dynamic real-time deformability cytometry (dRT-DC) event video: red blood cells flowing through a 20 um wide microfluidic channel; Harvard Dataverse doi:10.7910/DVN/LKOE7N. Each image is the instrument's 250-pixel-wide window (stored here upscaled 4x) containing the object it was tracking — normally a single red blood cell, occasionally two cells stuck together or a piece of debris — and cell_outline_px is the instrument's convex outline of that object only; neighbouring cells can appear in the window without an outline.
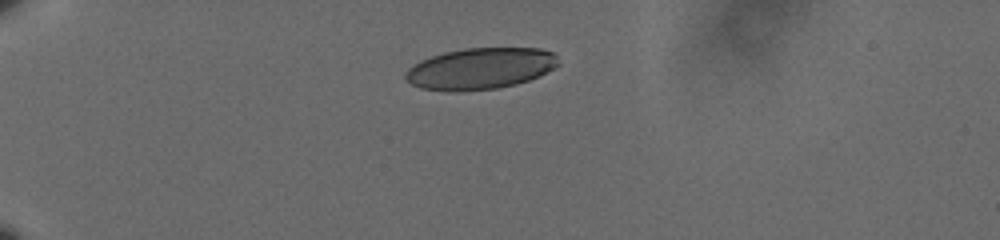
{"species": "human", "species_latin": "Homo sapiens", "temperature_condition": "cold", "stored_images_in_passage": 28, "camera_frame_rate_fps": 3000, "um_per_image_px": 0.085, "donor": {"sex": "male"}, "frame": {"image": 1, "passage_image": 1, "time_ms": 0.0, "image_size_px": [1000, 240], "cell_outline_px": [[560, 64], [540, 76], [516, 84], [496, 88], [448, 92], [420, 88], [412, 84], [404, 76], [408, 68], [420, 60], [444, 52], [464, 48], [540, 48], [552, 52], [556, 56]], "centroid_in_image_um": [40.82, 5.82], "position_along_channel_um": 44.2, "area_um2": 36.88}}
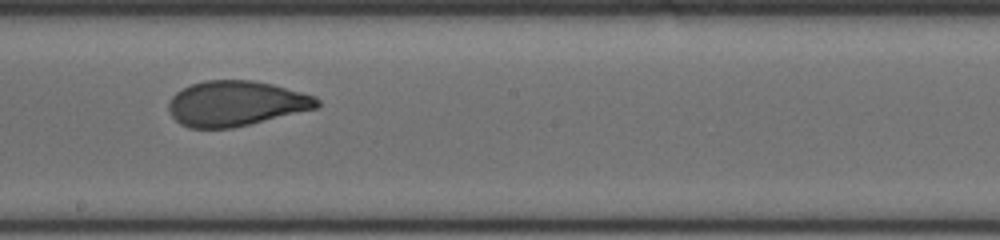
{"frame": {"image": 2, "passage_image": 10, "time_ms": 3.0, "image_size_px": [1000, 240], "cell_outline_px": [[320, 104], [316, 108], [232, 128], [188, 128], [180, 124], [172, 116], [168, 108], [168, 104], [172, 96], [176, 92], [192, 84], [204, 80], [252, 80], [272, 84], [316, 96], [320, 100]], "centroid_in_image_um": [20.04, 8.79], "position_along_channel_um": 228.2, "area_um2": 38.9}}
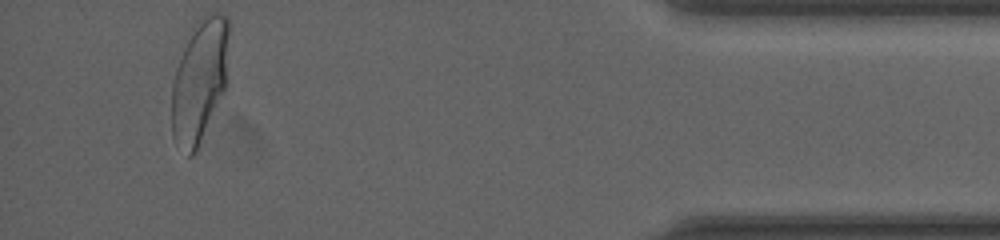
{"frame": {"image": 3, "passage_image": 25, "time_ms": 8.0, "image_size_px": [1000, 240], "cell_outline_px": [[228, 32], [224, 92], [196, 152], [192, 156], [188, 156], [176, 144], [172, 136], [172, 84], [176, 68], [184, 48], [196, 20], [216, 12], [220, 12], [228, 16]], "centroid_in_image_um": [16.94, 6.9], "position_along_channel_um": 418.3, "area_um2": 40.52}}